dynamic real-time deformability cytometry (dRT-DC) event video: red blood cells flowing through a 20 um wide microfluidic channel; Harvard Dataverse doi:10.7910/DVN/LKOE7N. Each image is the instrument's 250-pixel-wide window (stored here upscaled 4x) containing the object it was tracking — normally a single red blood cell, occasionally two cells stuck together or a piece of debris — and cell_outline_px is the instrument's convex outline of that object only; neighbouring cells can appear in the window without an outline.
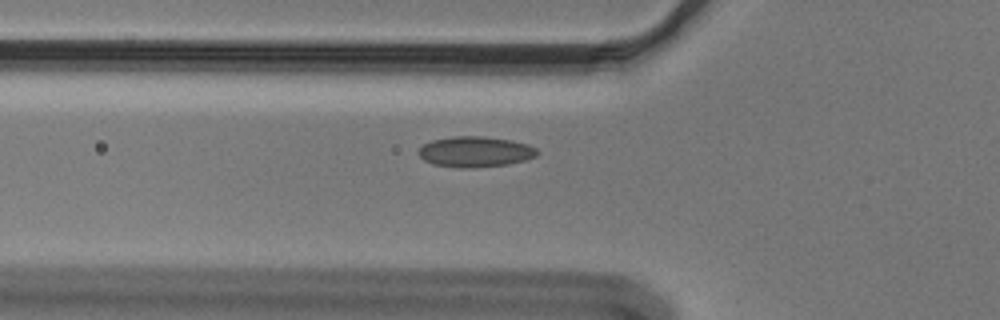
{"species": "Egyptian fruit bat (a non-hibernating species)", "species_latin": "Rousettus aegyptiacus", "temperature_condition": "cold", "stored_images_in_passage": 40, "camera_frame_rate_fps": 3000, "um_per_image_px": 0.085, "animal": {"sex": "male"}, "frame": {"image": 1, "passage_image": 4, "time_ms": 1.0, "image_size_px": [1000, 320], "cell_outline_px": [[540, 152], [536, 156], [524, 160], [508, 164], [472, 168], [460, 168], [432, 164], [424, 160], [420, 156], [420, 148], [424, 144], [432, 140], [452, 136], [484, 136], [512, 140], [528, 144], [536, 148]], "centroid_in_image_um": [40.42, 12.89], "position_along_channel_um": 85.4, "area_um2": 21.21}}
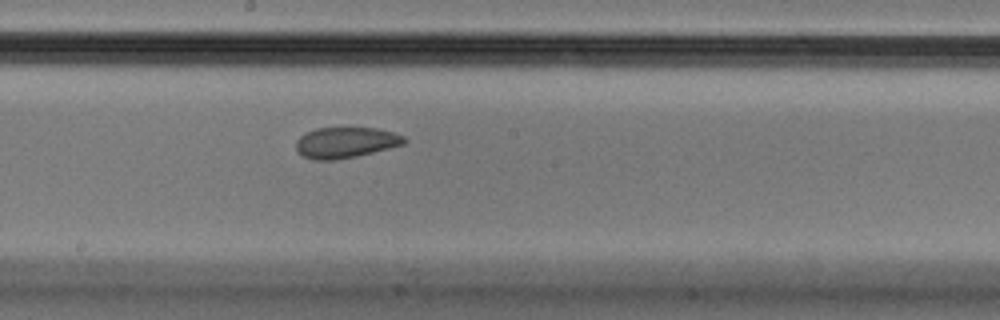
{"frame": {"image": 2, "passage_image": 15, "time_ms": 4.667, "image_size_px": [1000, 320], "cell_outline_px": [[408, 140], [404, 144], [356, 156], [336, 160], [312, 160], [296, 152], [296, 140], [304, 132], [316, 128], [376, 128], [392, 132], [404, 136]], "centroid_in_image_um": [29.34, 12.11], "position_along_channel_um": 218.9, "area_um2": 19.48}}
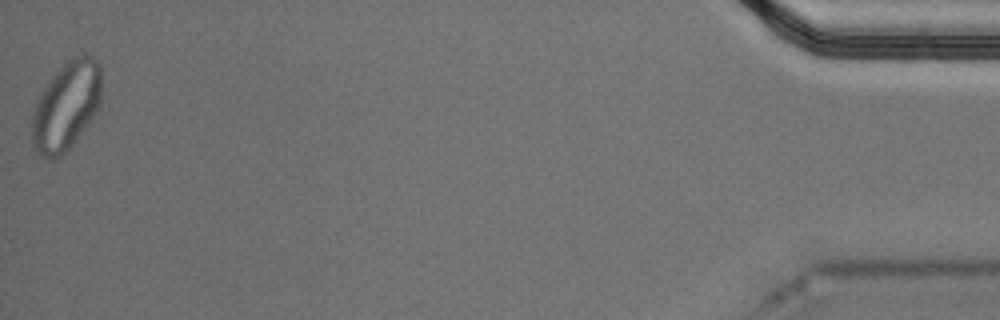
{"frame": {"image": 3, "passage_image": 40, "time_ms": 13.0, "image_size_px": [1000, 320], "cell_outline_px": [[100, 104], [96, 112], [88, 124], [68, 152], [52, 160], [40, 156], [32, 148], [32, 116], [36, 100], [52, 76], [72, 56], [84, 52], [92, 56], [100, 64]], "centroid_in_image_um": [5.62, 9.03], "position_along_channel_um": 429.6, "area_um2": 36.3}, "authors_computed_cell_mechanics": {"area_um2": 20.6057, "velocity_mm_per_s": 3.6186, "shape_relaxation_time_tau1_ms": null, "shape_relaxation_time_tau2_ms": 1.5454, "deformation_change_tau1": null, "deformation_change_tau2": 0.0689}}